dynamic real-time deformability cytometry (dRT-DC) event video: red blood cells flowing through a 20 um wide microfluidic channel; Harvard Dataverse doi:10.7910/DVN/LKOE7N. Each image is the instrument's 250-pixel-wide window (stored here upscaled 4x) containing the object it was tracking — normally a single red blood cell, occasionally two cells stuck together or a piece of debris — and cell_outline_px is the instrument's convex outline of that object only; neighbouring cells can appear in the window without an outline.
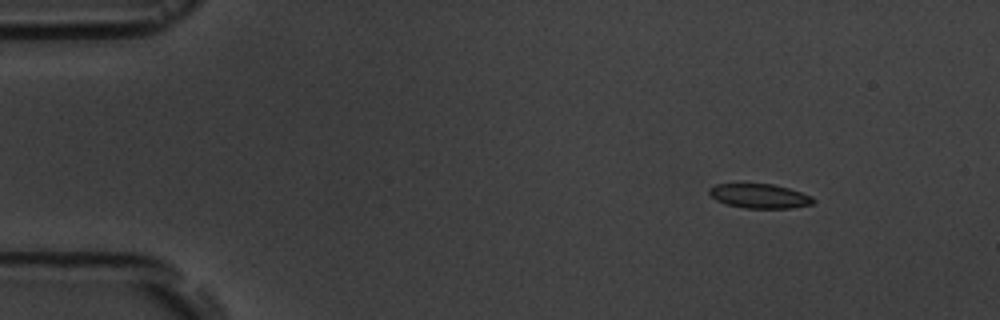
{"species": "common noctule bat (a hibernating species)", "species_latin": "Nyctalus noctula", "temperature_condition": "room temperature", "stored_images_in_passage": 4, "camera_frame_rate_fps": 3000, "um_per_image_px": 0.085, "animal": {"sex": "male", "body_mass_g": 19.5, "forearm_length_mm": 54.6}, "frame": {"image": 1, "passage_image": 1, "time_ms": 0.0, "image_size_px": [1000, 320], "cell_outline_px": [[816, 200], [812, 204], [792, 208], [744, 208], [724, 204], [716, 200], [708, 192], [708, 188], [716, 184], [772, 184], [788, 188], [812, 196]], "centroid_in_image_um": [64.55, 16.67], "position_along_channel_um": 20.4, "area_um2": 14.8}}
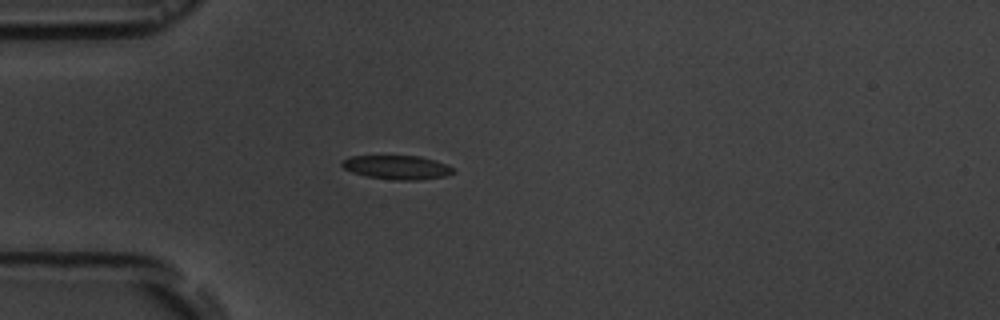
{"frame": {"image": 2, "passage_image": 3, "time_ms": 3.0, "image_size_px": [1000, 320], "cell_outline_px": [[456, 172], [444, 176], [420, 180], [396, 180], [368, 176], [352, 172], [344, 168], [340, 164], [344, 160], [352, 156], [420, 156], [456, 168]], "centroid_in_image_um": [33.78, 14.23], "position_along_channel_um": 51.2, "area_um2": 15.32}}